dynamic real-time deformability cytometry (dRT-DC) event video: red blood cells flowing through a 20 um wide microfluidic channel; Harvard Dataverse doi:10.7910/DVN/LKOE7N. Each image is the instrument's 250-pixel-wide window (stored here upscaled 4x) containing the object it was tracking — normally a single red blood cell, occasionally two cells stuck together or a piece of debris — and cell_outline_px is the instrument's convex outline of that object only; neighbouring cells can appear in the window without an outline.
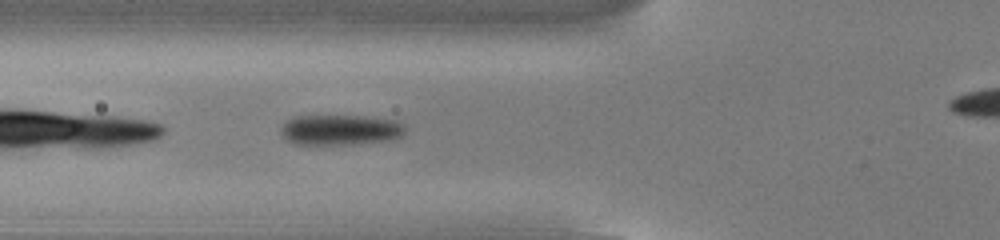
{"species": "common noctule bat (a hibernating species)", "species_latin": "Nyctalus noctula", "temperature_condition": "cold", "stored_images_in_passage": 31, "camera_frame_rate_fps": 3000, "um_per_image_px": 0.085, "animal": {"sex": "male", "body_mass_g": 13.0, "forearm_length_mm": 53.1}, "frame": {"image": 1, "passage_image": 3, "time_ms": 0.667, "image_size_px": [1000, 240], "cell_outline_px": [[404, 132], [400, 136], [392, 140], [352, 144], [296, 144], [288, 140], [280, 132], [280, 128], [288, 120], [296, 116], [364, 116], [396, 120], [404, 124]], "centroid_in_image_um": [28.95, 11.03], "position_along_channel_um": 96.9, "area_um2": 21.91}}
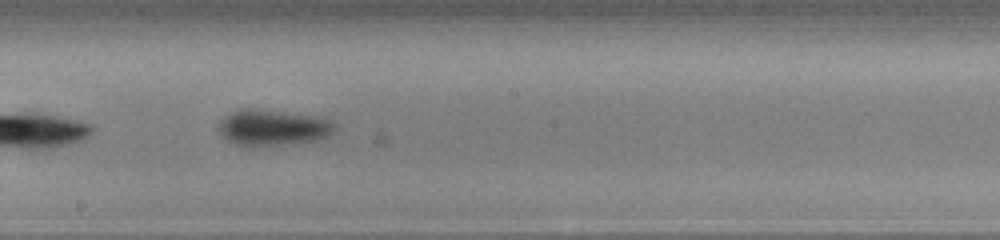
{"frame": {"image": 2, "passage_image": 13, "time_ms": 4.0, "image_size_px": [1000, 240], "cell_outline_px": [[336, 128], [328, 136], [316, 140], [252, 148], [248, 148], [236, 144], [220, 136], [216, 128], [220, 120], [224, 116], [240, 108], [256, 108], [316, 116], [328, 120]], "centroid_in_image_um": [23.08, 10.85], "position_along_channel_um": 225.1, "area_um2": 24.74}}
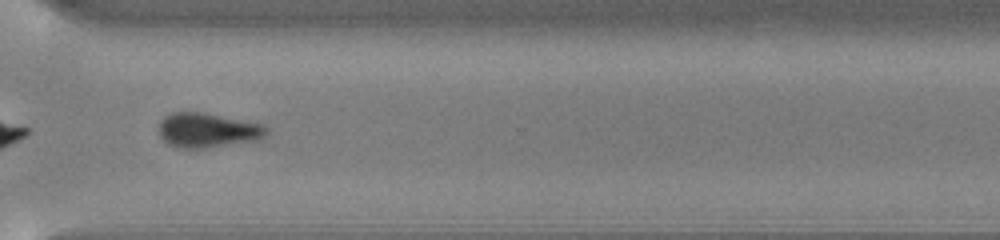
{"frame": {"image": 3, "passage_image": 23, "time_ms": 7.333, "image_size_px": [1000, 240], "cell_outline_px": [[268, 132], [260, 140], [204, 148], [176, 148], [168, 144], [160, 136], [160, 120], [164, 116], [172, 112], [204, 112], [264, 124], [268, 128]], "centroid_in_image_um": [17.66, 11.07], "position_along_channel_um": 352.9, "area_um2": 21.91}, "authors_computed_cell_mechanics": {"area_um2": 22.542, "velocity_mm_per_s": 3.8391, "shape_relaxation_time_tau1_ms": 2.1658, "shape_relaxation_time_tau2_ms": null, "deformation_change_tau1": 0.1175, "deformation_change_tau2": null}}